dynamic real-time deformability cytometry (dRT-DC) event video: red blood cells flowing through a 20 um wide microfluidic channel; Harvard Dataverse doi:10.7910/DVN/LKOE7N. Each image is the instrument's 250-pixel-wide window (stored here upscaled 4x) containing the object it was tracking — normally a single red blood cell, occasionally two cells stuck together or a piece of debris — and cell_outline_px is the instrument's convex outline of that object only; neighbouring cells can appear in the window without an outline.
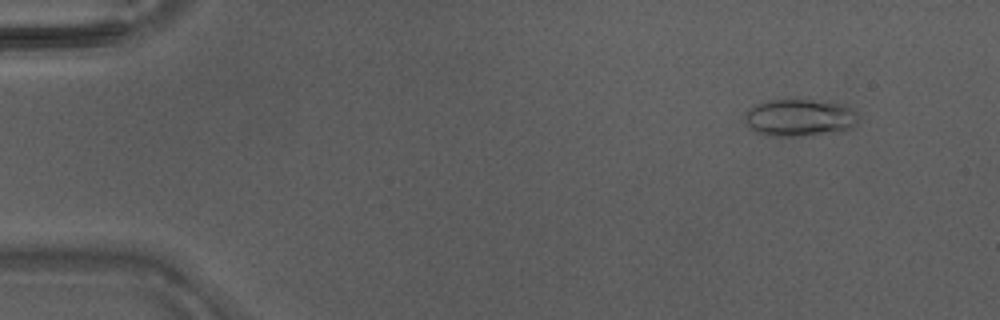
{"species": "Egyptian fruit bat (a non-hibernating species)", "species_latin": "Rousettus aegyptiacus", "temperature_condition": "warm", "stored_images_in_passage": 39, "camera_frame_rate_fps": 3000, "um_per_image_px": 0.085, "animal": {"sex": "male"}, "frame": {"image": 1, "passage_image": 1, "time_ms": 0.0, "image_size_px": [1000, 320], "cell_outline_px": [[860, 116], [856, 124], [852, 128], [844, 132], [804, 136], [772, 136], [756, 132], [744, 120], [744, 116], [756, 104], [768, 100], [788, 96], [792, 96], [828, 100], [848, 104]], "centroid_in_image_um": [68.08, 9.94], "position_along_channel_um": 16.9, "area_um2": 26.13}}
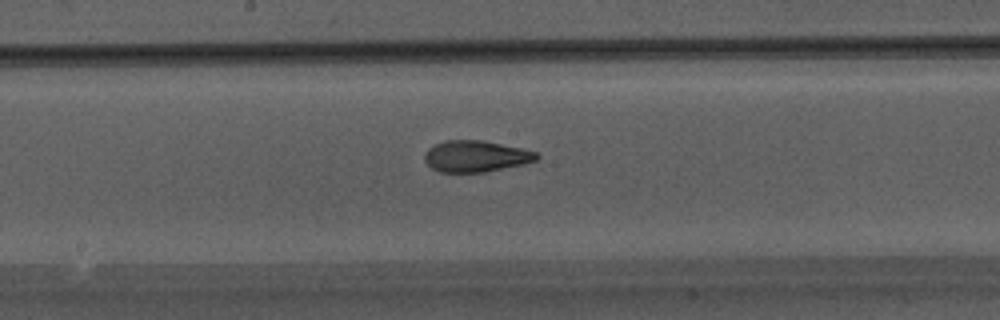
{"frame": {"image": 2, "passage_image": 21, "time_ms": 6.667, "image_size_px": [1000, 320], "cell_outline_px": [[540, 156], [536, 160], [524, 164], [484, 172], [440, 172], [432, 168], [424, 160], [424, 156], [428, 148], [444, 140], [484, 140], [524, 148], [536, 152]], "centroid_in_image_um": [40.46, 13.27], "position_along_channel_um": 207.7, "area_um2": 20.58}}
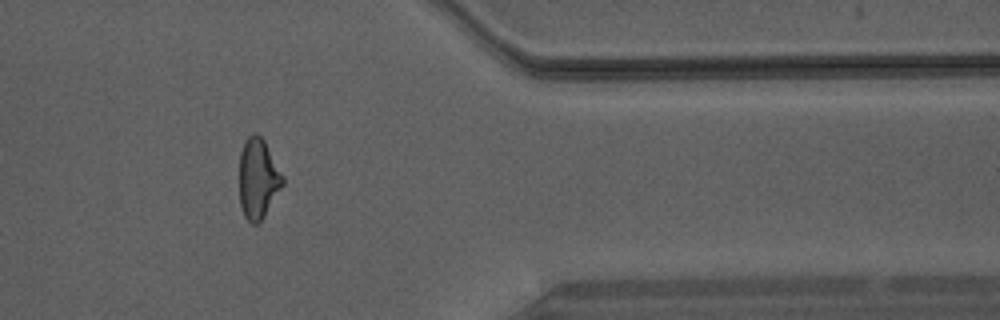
{"frame": {"image": 3, "passage_image": 34, "time_ms": 11.0, "image_size_px": [1000, 320], "cell_outline_px": [[284, 184], [264, 216], [256, 224], [252, 224], [244, 216], [240, 204], [240, 152], [244, 140], [252, 132], [256, 132], [264, 140], [284, 176]], "centroid_in_image_um": [21.94, 15.15], "position_along_channel_um": 389.5, "area_um2": 20.29}}